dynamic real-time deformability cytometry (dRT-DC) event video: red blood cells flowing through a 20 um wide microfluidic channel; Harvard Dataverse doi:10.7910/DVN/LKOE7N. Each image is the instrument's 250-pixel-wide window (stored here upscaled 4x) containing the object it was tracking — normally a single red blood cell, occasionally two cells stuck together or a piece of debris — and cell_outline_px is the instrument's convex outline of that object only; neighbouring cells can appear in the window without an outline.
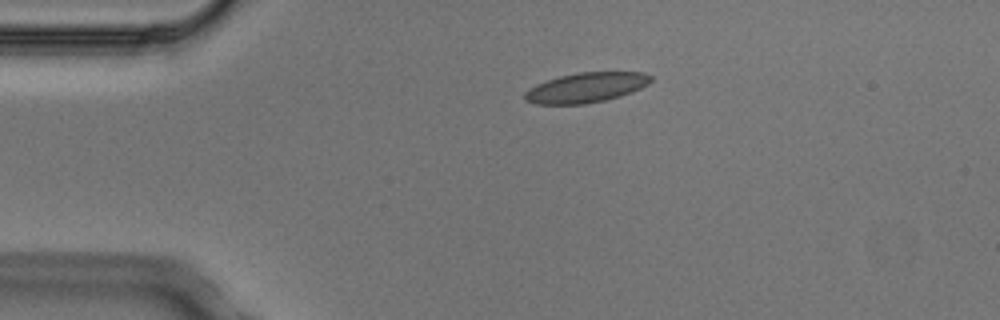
{"species": "Egyptian fruit bat (a non-hibernating species)", "species_latin": "Rousettus aegyptiacus", "temperature_condition": "cold", "stored_images_in_passage": 6, "camera_frame_rate_fps": 3000, "um_per_image_px": 0.085, "animal": {"sex": "male"}, "frame": {"image": 1, "passage_image": 6, "time_ms": 1.667, "image_size_px": [1000, 320], "cell_outline_px": [[652, 80], [648, 84], [632, 92], [620, 96], [604, 100], [584, 104], [536, 104], [524, 100], [524, 92], [536, 84], [560, 76], [576, 72], [644, 72], [652, 76]], "centroid_in_image_um": [49.82, 7.44], "position_along_channel_um": 35.2, "area_um2": 21.96}}